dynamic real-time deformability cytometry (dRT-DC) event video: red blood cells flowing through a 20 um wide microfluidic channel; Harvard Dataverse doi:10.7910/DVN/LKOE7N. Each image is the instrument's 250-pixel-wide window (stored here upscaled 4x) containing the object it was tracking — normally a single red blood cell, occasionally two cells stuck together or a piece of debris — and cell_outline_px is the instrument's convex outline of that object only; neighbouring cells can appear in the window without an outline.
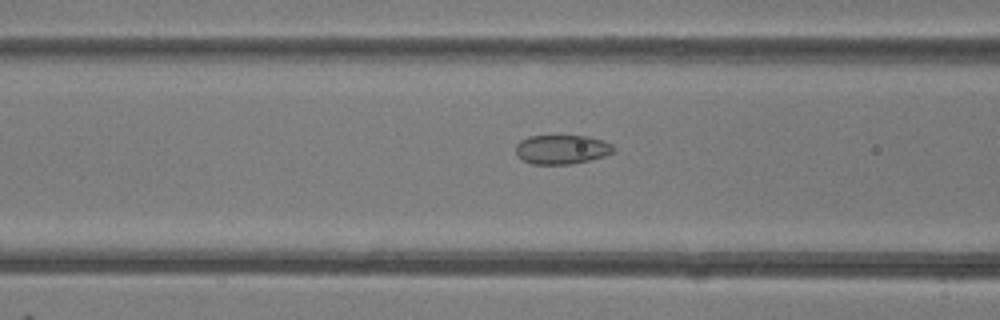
{"species": "common noctule bat (a hibernating species)", "species_latin": "Nyctalus noctula", "temperature_condition": "room temperature", "stored_images_in_passage": 36, "camera_frame_rate_fps": 3000, "um_per_image_px": 0.085, "animal": {"sex": "female"}, "frame": {"image": 1, "passage_image": 7, "time_ms": 2.0, "image_size_px": [1000, 320], "cell_outline_px": [[616, 148], [612, 152], [604, 156], [588, 160], [568, 164], [532, 164], [524, 160], [516, 152], [516, 144], [520, 140], [528, 136], [588, 136], [604, 140], [612, 144]], "centroid_in_image_um": [47.77, 12.69], "position_along_channel_um": 118.8, "area_um2": 16.53}}
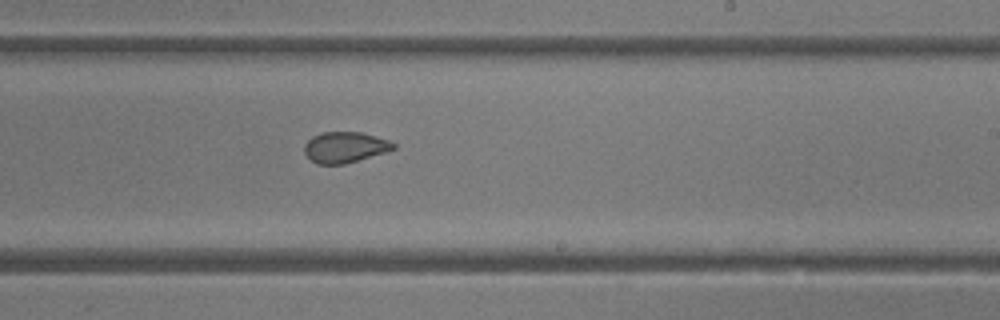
{"frame": {"image": 2, "passage_image": 17, "time_ms": 5.333, "image_size_px": [1000, 320], "cell_outline_px": [[396, 148], [388, 152], [344, 164], [316, 164], [304, 152], [304, 144], [312, 136], [320, 132], [360, 132], [388, 140], [396, 144]], "centroid_in_image_um": [29.32, 12.52], "position_along_channel_um": 259.7, "area_um2": 16.07}}
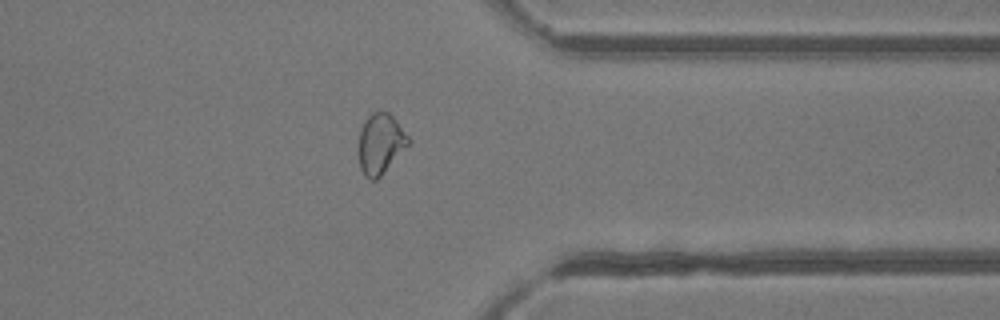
{"frame": {"image": 3, "passage_image": 26, "time_ms": 8.333, "image_size_px": [1000, 320], "cell_outline_px": [[412, 140], [380, 176], [376, 180], [372, 180], [364, 176], [360, 168], [360, 128], [364, 120], [372, 112], [388, 112], [396, 120]], "centroid_in_image_um": [32.34, 12.2], "position_along_channel_um": 379.1, "area_um2": 17.17}, "authors_computed_cell_mechanics": {"area_um2": 17.1088, "velocity_mm_per_s": 4.2252, "shape_relaxation_time_tau1_ms": 5.0998, "shape_relaxation_time_tau2_ms": 1.1269, "deformation_change_tau1": 0.091, "deformation_change_tau2": 0.059}}